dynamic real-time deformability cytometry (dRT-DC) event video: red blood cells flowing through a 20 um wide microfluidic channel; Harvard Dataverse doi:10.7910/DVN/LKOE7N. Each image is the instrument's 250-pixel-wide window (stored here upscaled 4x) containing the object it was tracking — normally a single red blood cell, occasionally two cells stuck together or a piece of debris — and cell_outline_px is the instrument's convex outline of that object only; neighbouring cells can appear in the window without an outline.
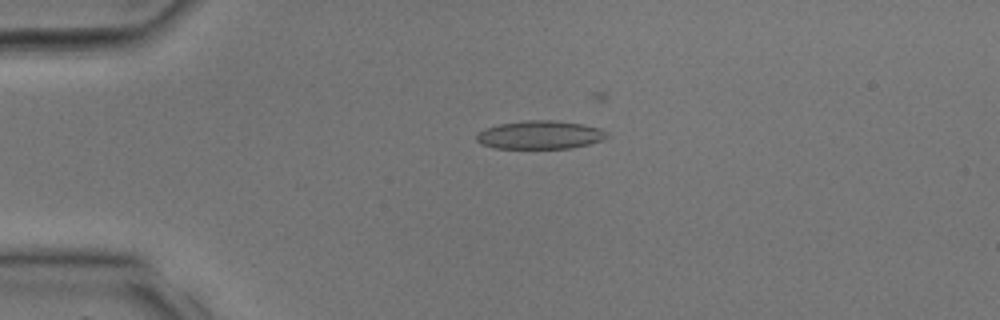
{"species": "common noctule bat (a hibernating species)", "species_latin": "Nyctalus noctula", "temperature_condition": "room temperature", "stored_images_in_passage": 6, "camera_frame_rate_fps": 3000, "um_per_image_px": 0.085, "animal": {"sex": "male", "body_mass_g": 17.9, "forearm_length_mm": 54.2}, "frame": {"image": 1, "passage_image": 1, "time_ms": 0.0, "image_size_px": [1000, 320], "cell_outline_px": [[608, 136], [600, 140], [588, 144], [572, 148], [496, 148], [480, 144], [476, 140], [476, 132], [484, 128], [500, 124], [524, 120], [552, 120], [584, 124], [600, 128], [608, 132]], "centroid_in_image_um": [45.87, 11.46], "position_along_channel_um": 39.1, "area_um2": 21.62}}